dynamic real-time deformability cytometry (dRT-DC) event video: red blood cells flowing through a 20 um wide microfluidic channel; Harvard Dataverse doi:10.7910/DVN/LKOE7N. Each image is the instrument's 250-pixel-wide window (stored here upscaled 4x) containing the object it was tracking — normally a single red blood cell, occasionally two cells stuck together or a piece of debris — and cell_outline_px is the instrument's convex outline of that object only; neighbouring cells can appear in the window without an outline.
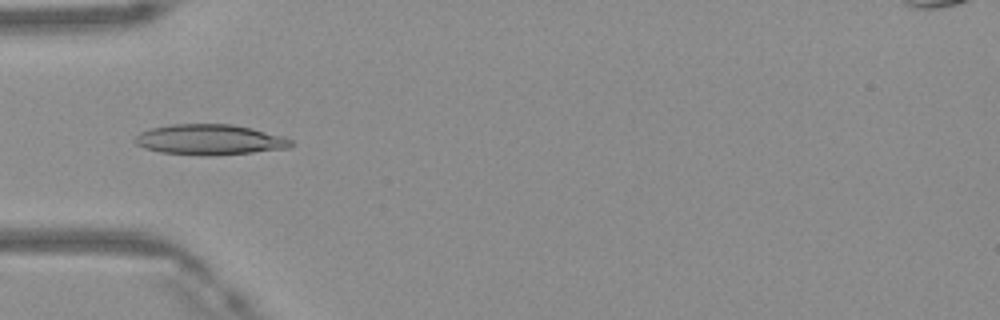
{"species": "Egyptian fruit bat (a non-hibernating species)", "species_latin": "Rousettus aegyptiacus", "temperature_condition": "warm", "stored_images_in_passage": 48, "camera_frame_rate_fps": 3000, "um_per_image_px": 0.085, "frame": {"image": 1, "passage_image": 15, "time_ms": 4.667, "image_size_px": [1000, 320], "cell_outline_px": [[292, 144], [288, 148], [252, 152], [212, 156], [204, 156], [160, 152], [144, 148], [136, 144], [132, 140], [140, 132], [152, 128], [172, 124], [232, 124], [252, 128], [284, 136], [292, 140]], "centroid_in_image_um": [17.81, 11.87], "position_along_channel_um": 67.2, "area_um2": 27.8}}
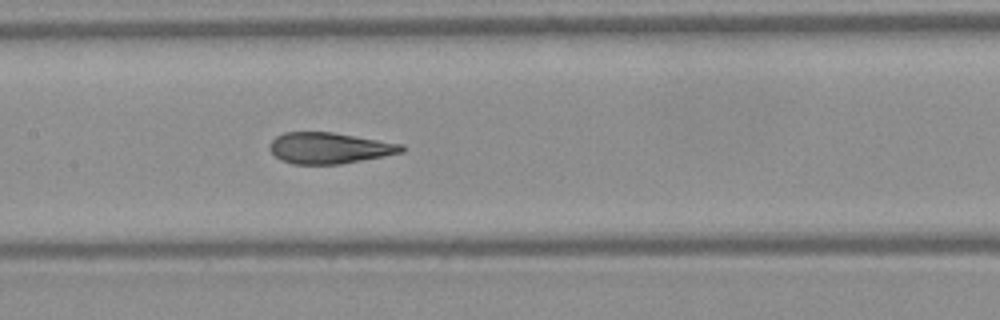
{"frame": {"image": 2, "passage_image": 23, "time_ms": 7.333, "image_size_px": [1000, 320], "cell_outline_px": [[404, 152], [384, 156], [340, 164], [292, 164], [280, 160], [268, 148], [268, 144], [276, 136], [284, 132], [332, 132], [404, 144]], "centroid_in_image_um": [27.98, 12.58], "position_along_channel_um": 179.4, "area_um2": 23.99}}
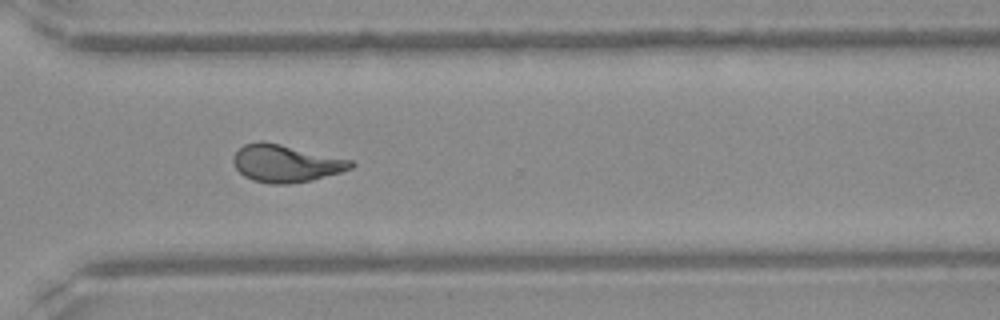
{"frame": {"image": 3, "passage_image": 35, "time_ms": 11.333, "image_size_px": [1000, 320], "cell_outline_px": [[356, 164], [352, 168], [340, 172], [312, 180], [288, 184], [268, 184], [252, 180], [244, 176], [236, 168], [232, 160], [236, 152], [244, 144], [260, 140], [280, 144], [352, 160]], "centroid_in_image_um": [24.28, 13.89], "position_along_channel_um": 346.3, "area_um2": 25.55}, "authors_computed_cell_mechanics": {"area_um2": 25.3453, "velocity_mm_per_s": 4.1837, "shape_relaxation_time_tau1_ms": 11.0944, "shape_relaxation_time_tau2_ms": 0.9534, "deformation_change_tau1": 0.2944, "deformation_change_tau2": 0.0748}}